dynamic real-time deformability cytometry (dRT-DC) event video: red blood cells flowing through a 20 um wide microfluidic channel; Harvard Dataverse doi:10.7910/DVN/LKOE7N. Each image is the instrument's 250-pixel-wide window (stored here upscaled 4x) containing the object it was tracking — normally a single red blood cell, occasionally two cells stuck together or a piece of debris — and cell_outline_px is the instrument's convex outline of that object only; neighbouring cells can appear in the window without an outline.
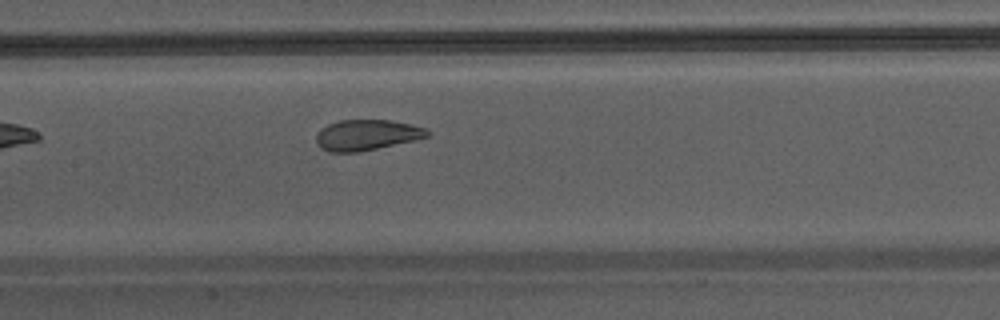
{"species": "Egyptian fruit bat (a non-hibernating species)", "species_latin": "Rousettus aegyptiacus", "temperature_condition": "warm", "stored_images_in_passage": 5, "camera_frame_rate_fps": 3000, "um_per_image_px": 0.085, "animal": {"sex": "male"}, "frame": {"image": 1, "passage_image": 5, "time_ms": 1.333, "image_size_px": [1000, 320], "cell_outline_px": [[432, 132], [428, 136], [416, 140], [356, 152], [328, 152], [320, 148], [316, 144], [316, 132], [320, 128], [328, 124], [340, 120], [388, 120], [412, 124], [428, 128]], "centroid_in_image_um": [31.17, 11.47], "position_along_channel_um": 176.2, "area_um2": 20.06}}